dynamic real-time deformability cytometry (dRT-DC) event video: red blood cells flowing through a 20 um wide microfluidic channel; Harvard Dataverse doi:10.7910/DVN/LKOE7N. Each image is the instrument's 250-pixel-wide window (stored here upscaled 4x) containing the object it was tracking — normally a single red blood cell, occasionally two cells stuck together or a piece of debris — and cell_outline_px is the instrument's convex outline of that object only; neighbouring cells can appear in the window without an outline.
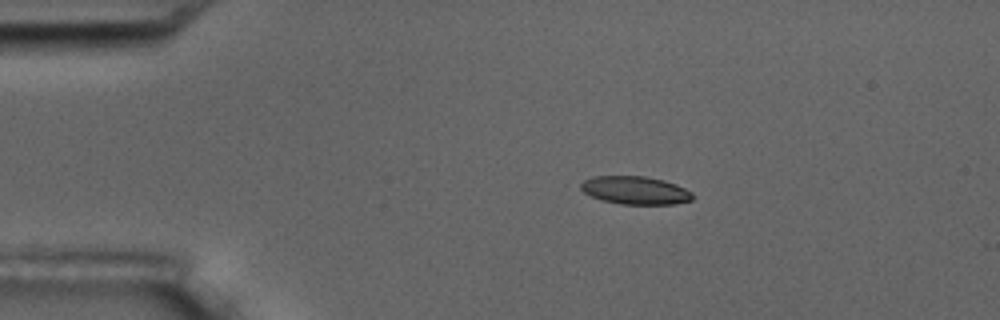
{"species": "common noctule bat (a hibernating species)", "species_latin": "Nyctalus noctula", "temperature_condition": "room temperature", "stored_images_in_passage": 3, "camera_frame_rate_fps": 3000, "um_per_image_px": 0.085, "animal": {"sex": "male", "body_mass_g": 17.5, "forearm_length_mm": 52.3}, "frame": {"image": 1, "passage_image": 2, "time_ms": 1.0, "image_size_px": [1000, 320], "cell_outline_px": [[696, 196], [692, 200], [676, 204], [620, 204], [600, 200], [584, 192], [580, 188], [580, 184], [584, 180], [592, 176], [644, 176], [664, 180], [676, 184], [692, 192]], "centroid_in_image_um": [54.02, 16.18], "position_along_channel_um": 31.0, "area_um2": 18.44}}